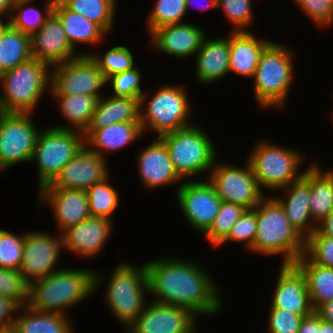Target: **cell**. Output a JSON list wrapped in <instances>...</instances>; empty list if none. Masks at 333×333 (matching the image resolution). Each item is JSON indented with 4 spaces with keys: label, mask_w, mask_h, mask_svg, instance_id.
<instances>
[{
    "label": "cell",
    "mask_w": 333,
    "mask_h": 333,
    "mask_svg": "<svg viewBox=\"0 0 333 333\" xmlns=\"http://www.w3.org/2000/svg\"><path fill=\"white\" fill-rule=\"evenodd\" d=\"M176 189V201L186 222L202 235L210 228L218 215L222 200L213 185L205 181H183Z\"/></svg>",
    "instance_id": "5bb4252c"
},
{
    "label": "cell",
    "mask_w": 333,
    "mask_h": 333,
    "mask_svg": "<svg viewBox=\"0 0 333 333\" xmlns=\"http://www.w3.org/2000/svg\"><path fill=\"white\" fill-rule=\"evenodd\" d=\"M317 230L322 235L333 238V211L317 225Z\"/></svg>",
    "instance_id": "f5cc1de1"
},
{
    "label": "cell",
    "mask_w": 333,
    "mask_h": 333,
    "mask_svg": "<svg viewBox=\"0 0 333 333\" xmlns=\"http://www.w3.org/2000/svg\"><path fill=\"white\" fill-rule=\"evenodd\" d=\"M58 103L64 119L69 125H56L60 129H68L85 133L88 129L92 116L96 110L100 98L90 95H52Z\"/></svg>",
    "instance_id": "f546056e"
},
{
    "label": "cell",
    "mask_w": 333,
    "mask_h": 333,
    "mask_svg": "<svg viewBox=\"0 0 333 333\" xmlns=\"http://www.w3.org/2000/svg\"><path fill=\"white\" fill-rule=\"evenodd\" d=\"M112 219L89 216L61 232L63 248L81 257H96L108 243L114 229Z\"/></svg>",
    "instance_id": "d6986e66"
},
{
    "label": "cell",
    "mask_w": 333,
    "mask_h": 333,
    "mask_svg": "<svg viewBox=\"0 0 333 333\" xmlns=\"http://www.w3.org/2000/svg\"><path fill=\"white\" fill-rule=\"evenodd\" d=\"M206 33L194 23H177L161 26L149 36L151 43L159 53H165L178 59L195 56L201 48Z\"/></svg>",
    "instance_id": "7402d4cb"
},
{
    "label": "cell",
    "mask_w": 333,
    "mask_h": 333,
    "mask_svg": "<svg viewBox=\"0 0 333 333\" xmlns=\"http://www.w3.org/2000/svg\"><path fill=\"white\" fill-rule=\"evenodd\" d=\"M320 316L313 311L311 314L304 316L298 329V333H319Z\"/></svg>",
    "instance_id": "f907efd6"
},
{
    "label": "cell",
    "mask_w": 333,
    "mask_h": 333,
    "mask_svg": "<svg viewBox=\"0 0 333 333\" xmlns=\"http://www.w3.org/2000/svg\"><path fill=\"white\" fill-rule=\"evenodd\" d=\"M262 139L254 144L247 160L262 191L266 189L280 192L303 176L304 171L299 168L305 157L296 149Z\"/></svg>",
    "instance_id": "9c48e42d"
},
{
    "label": "cell",
    "mask_w": 333,
    "mask_h": 333,
    "mask_svg": "<svg viewBox=\"0 0 333 333\" xmlns=\"http://www.w3.org/2000/svg\"><path fill=\"white\" fill-rule=\"evenodd\" d=\"M315 312L323 321L333 325V300L321 304Z\"/></svg>",
    "instance_id": "816d5d0a"
},
{
    "label": "cell",
    "mask_w": 333,
    "mask_h": 333,
    "mask_svg": "<svg viewBox=\"0 0 333 333\" xmlns=\"http://www.w3.org/2000/svg\"><path fill=\"white\" fill-rule=\"evenodd\" d=\"M145 266L152 301L187 308L198 318L221 312L224 304L219 287L199 261L162 257Z\"/></svg>",
    "instance_id": "6da1fadb"
},
{
    "label": "cell",
    "mask_w": 333,
    "mask_h": 333,
    "mask_svg": "<svg viewBox=\"0 0 333 333\" xmlns=\"http://www.w3.org/2000/svg\"><path fill=\"white\" fill-rule=\"evenodd\" d=\"M186 0H156L153 9L149 11L146 18L149 35L157 28L185 22L184 16L187 14ZM183 20V21H182Z\"/></svg>",
    "instance_id": "f35d334b"
},
{
    "label": "cell",
    "mask_w": 333,
    "mask_h": 333,
    "mask_svg": "<svg viewBox=\"0 0 333 333\" xmlns=\"http://www.w3.org/2000/svg\"><path fill=\"white\" fill-rule=\"evenodd\" d=\"M122 122H140V100L112 95L102 96L87 130H97Z\"/></svg>",
    "instance_id": "83f0119b"
},
{
    "label": "cell",
    "mask_w": 333,
    "mask_h": 333,
    "mask_svg": "<svg viewBox=\"0 0 333 333\" xmlns=\"http://www.w3.org/2000/svg\"><path fill=\"white\" fill-rule=\"evenodd\" d=\"M277 275L270 305L303 317L311 314L314 309L310 302L307 281L301 270L295 264H281Z\"/></svg>",
    "instance_id": "603a6c76"
},
{
    "label": "cell",
    "mask_w": 333,
    "mask_h": 333,
    "mask_svg": "<svg viewBox=\"0 0 333 333\" xmlns=\"http://www.w3.org/2000/svg\"><path fill=\"white\" fill-rule=\"evenodd\" d=\"M197 1H199V3H200V0H197ZM196 0H186L185 1V6H186V11H188L190 8H191V6L193 5H196L195 4V2H197ZM204 2H206L205 0H202L201 1V4H198L197 3V7L196 8H199L201 11L203 10H208V9H212V8H217V0H208V2H206L205 4H204Z\"/></svg>",
    "instance_id": "db71d44e"
},
{
    "label": "cell",
    "mask_w": 333,
    "mask_h": 333,
    "mask_svg": "<svg viewBox=\"0 0 333 333\" xmlns=\"http://www.w3.org/2000/svg\"><path fill=\"white\" fill-rule=\"evenodd\" d=\"M84 146L85 136L82 132L53 126L43 128L31 157V161H35L38 167V191L51 184Z\"/></svg>",
    "instance_id": "30bf717a"
},
{
    "label": "cell",
    "mask_w": 333,
    "mask_h": 333,
    "mask_svg": "<svg viewBox=\"0 0 333 333\" xmlns=\"http://www.w3.org/2000/svg\"><path fill=\"white\" fill-rule=\"evenodd\" d=\"M143 134L140 122H122L97 130H86L85 145L106 158L108 152L119 151L120 149L134 143Z\"/></svg>",
    "instance_id": "4316f807"
},
{
    "label": "cell",
    "mask_w": 333,
    "mask_h": 333,
    "mask_svg": "<svg viewBox=\"0 0 333 333\" xmlns=\"http://www.w3.org/2000/svg\"><path fill=\"white\" fill-rule=\"evenodd\" d=\"M2 333H14V332H12V331H7V332H2Z\"/></svg>",
    "instance_id": "91938a15"
},
{
    "label": "cell",
    "mask_w": 333,
    "mask_h": 333,
    "mask_svg": "<svg viewBox=\"0 0 333 333\" xmlns=\"http://www.w3.org/2000/svg\"><path fill=\"white\" fill-rule=\"evenodd\" d=\"M19 309L14 300L0 295V333L12 331Z\"/></svg>",
    "instance_id": "681fc988"
},
{
    "label": "cell",
    "mask_w": 333,
    "mask_h": 333,
    "mask_svg": "<svg viewBox=\"0 0 333 333\" xmlns=\"http://www.w3.org/2000/svg\"><path fill=\"white\" fill-rule=\"evenodd\" d=\"M304 255L313 263L333 268V238L316 229L305 239Z\"/></svg>",
    "instance_id": "bcb514c9"
},
{
    "label": "cell",
    "mask_w": 333,
    "mask_h": 333,
    "mask_svg": "<svg viewBox=\"0 0 333 333\" xmlns=\"http://www.w3.org/2000/svg\"><path fill=\"white\" fill-rule=\"evenodd\" d=\"M113 270L110 271L103 297L113 316L126 331L147 303L145 295L149 294V288L146 266L145 263L136 266L123 261L117 267L115 265Z\"/></svg>",
    "instance_id": "5b68a950"
},
{
    "label": "cell",
    "mask_w": 333,
    "mask_h": 333,
    "mask_svg": "<svg viewBox=\"0 0 333 333\" xmlns=\"http://www.w3.org/2000/svg\"><path fill=\"white\" fill-rule=\"evenodd\" d=\"M69 315L40 312L28 305L20 307L12 329L14 333H75Z\"/></svg>",
    "instance_id": "f1b7e54d"
},
{
    "label": "cell",
    "mask_w": 333,
    "mask_h": 333,
    "mask_svg": "<svg viewBox=\"0 0 333 333\" xmlns=\"http://www.w3.org/2000/svg\"><path fill=\"white\" fill-rule=\"evenodd\" d=\"M197 318L187 308L151 300L125 333H197Z\"/></svg>",
    "instance_id": "2e32d148"
},
{
    "label": "cell",
    "mask_w": 333,
    "mask_h": 333,
    "mask_svg": "<svg viewBox=\"0 0 333 333\" xmlns=\"http://www.w3.org/2000/svg\"><path fill=\"white\" fill-rule=\"evenodd\" d=\"M310 214L318 225L333 211V169H321L319 165H310Z\"/></svg>",
    "instance_id": "4dcf8cb0"
},
{
    "label": "cell",
    "mask_w": 333,
    "mask_h": 333,
    "mask_svg": "<svg viewBox=\"0 0 333 333\" xmlns=\"http://www.w3.org/2000/svg\"><path fill=\"white\" fill-rule=\"evenodd\" d=\"M294 2L316 26L327 28L333 24V0H295Z\"/></svg>",
    "instance_id": "7dc6e473"
},
{
    "label": "cell",
    "mask_w": 333,
    "mask_h": 333,
    "mask_svg": "<svg viewBox=\"0 0 333 333\" xmlns=\"http://www.w3.org/2000/svg\"><path fill=\"white\" fill-rule=\"evenodd\" d=\"M51 67L37 59L0 75V112L35 113L41 97L50 91Z\"/></svg>",
    "instance_id": "277c9868"
},
{
    "label": "cell",
    "mask_w": 333,
    "mask_h": 333,
    "mask_svg": "<svg viewBox=\"0 0 333 333\" xmlns=\"http://www.w3.org/2000/svg\"><path fill=\"white\" fill-rule=\"evenodd\" d=\"M102 276L97 270L63 266L59 271L30 284L28 306L40 312L68 315L65 309L82 303L98 291L104 283Z\"/></svg>",
    "instance_id": "7a4b0ae2"
},
{
    "label": "cell",
    "mask_w": 333,
    "mask_h": 333,
    "mask_svg": "<svg viewBox=\"0 0 333 333\" xmlns=\"http://www.w3.org/2000/svg\"><path fill=\"white\" fill-rule=\"evenodd\" d=\"M230 37L208 39L205 37L195 55V77L200 84L219 81L229 74Z\"/></svg>",
    "instance_id": "d4e9b609"
},
{
    "label": "cell",
    "mask_w": 333,
    "mask_h": 333,
    "mask_svg": "<svg viewBox=\"0 0 333 333\" xmlns=\"http://www.w3.org/2000/svg\"><path fill=\"white\" fill-rule=\"evenodd\" d=\"M4 16L6 17L5 14H0V38L2 37L4 32L7 30V28L10 26V17H7L8 19L4 23L2 20L4 18Z\"/></svg>",
    "instance_id": "6f0895ef"
},
{
    "label": "cell",
    "mask_w": 333,
    "mask_h": 333,
    "mask_svg": "<svg viewBox=\"0 0 333 333\" xmlns=\"http://www.w3.org/2000/svg\"><path fill=\"white\" fill-rule=\"evenodd\" d=\"M32 57L48 64L50 67L76 58L79 55H90L91 52L79 53L68 41L59 17L52 12L44 25L31 35Z\"/></svg>",
    "instance_id": "ac0fdd59"
},
{
    "label": "cell",
    "mask_w": 333,
    "mask_h": 333,
    "mask_svg": "<svg viewBox=\"0 0 333 333\" xmlns=\"http://www.w3.org/2000/svg\"><path fill=\"white\" fill-rule=\"evenodd\" d=\"M53 12L61 20L69 43L76 50L77 44L95 45L104 41L107 34L94 22L89 21L77 12L64 5L53 8Z\"/></svg>",
    "instance_id": "1f68e13d"
},
{
    "label": "cell",
    "mask_w": 333,
    "mask_h": 333,
    "mask_svg": "<svg viewBox=\"0 0 333 333\" xmlns=\"http://www.w3.org/2000/svg\"><path fill=\"white\" fill-rule=\"evenodd\" d=\"M33 113L0 112V173L24 162H31L41 131L33 122Z\"/></svg>",
    "instance_id": "7c38bea8"
},
{
    "label": "cell",
    "mask_w": 333,
    "mask_h": 333,
    "mask_svg": "<svg viewBox=\"0 0 333 333\" xmlns=\"http://www.w3.org/2000/svg\"><path fill=\"white\" fill-rule=\"evenodd\" d=\"M53 8L65 5L69 0H48Z\"/></svg>",
    "instance_id": "680465c9"
},
{
    "label": "cell",
    "mask_w": 333,
    "mask_h": 333,
    "mask_svg": "<svg viewBox=\"0 0 333 333\" xmlns=\"http://www.w3.org/2000/svg\"><path fill=\"white\" fill-rule=\"evenodd\" d=\"M269 333H298L303 316L289 310L273 308L270 305L268 314Z\"/></svg>",
    "instance_id": "c3c4849f"
},
{
    "label": "cell",
    "mask_w": 333,
    "mask_h": 333,
    "mask_svg": "<svg viewBox=\"0 0 333 333\" xmlns=\"http://www.w3.org/2000/svg\"><path fill=\"white\" fill-rule=\"evenodd\" d=\"M217 8H221L228 22L233 25L231 31H249L247 28L254 22L251 0H217Z\"/></svg>",
    "instance_id": "7bdbcfd3"
},
{
    "label": "cell",
    "mask_w": 333,
    "mask_h": 333,
    "mask_svg": "<svg viewBox=\"0 0 333 333\" xmlns=\"http://www.w3.org/2000/svg\"><path fill=\"white\" fill-rule=\"evenodd\" d=\"M197 123L163 135L159 139L165 144L173 167L184 181L208 173L217 157L216 146L206 131ZM189 178V179H188Z\"/></svg>",
    "instance_id": "52a82bcc"
},
{
    "label": "cell",
    "mask_w": 333,
    "mask_h": 333,
    "mask_svg": "<svg viewBox=\"0 0 333 333\" xmlns=\"http://www.w3.org/2000/svg\"><path fill=\"white\" fill-rule=\"evenodd\" d=\"M135 159L142 187L147 190L176 183L179 187L183 183L173 167L165 144L159 138L155 137L150 145L139 150Z\"/></svg>",
    "instance_id": "44dd1931"
},
{
    "label": "cell",
    "mask_w": 333,
    "mask_h": 333,
    "mask_svg": "<svg viewBox=\"0 0 333 333\" xmlns=\"http://www.w3.org/2000/svg\"><path fill=\"white\" fill-rule=\"evenodd\" d=\"M257 230V214L255 212V207L253 209H246L236 223L232 226L228 236L217 246H225L227 242H241L245 243V248L248 251L252 250L253 244L256 237Z\"/></svg>",
    "instance_id": "f6af8a7d"
},
{
    "label": "cell",
    "mask_w": 333,
    "mask_h": 333,
    "mask_svg": "<svg viewBox=\"0 0 333 333\" xmlns=\"http://www.w3.org/2000/svg\"><path fill=\"white\" fill-rule=\"evenodd\" d=\"M107 158L99 156L86 145L61 170L51 184L42 188L87 190L109 176ZM107 167V168H106Z\"/></svg>",
    "instance_id": "e0dca14e"
},
{
    "label": "cell",
    "mask_w": 333,
    "mask_h": 333,
    "mask_svg": "<svg viewBox=\"0 0 333 333\" xmlns=\"http://www.w3.org/2000/svg\"><path fill=\"white\" fill-rule=\"evenodd\" d=\"M32 2L34 0L17 1L12 14L9 15L10 25L30 36L44 25L53 12V7L48 0L44 4V12L36 6H30Z\"/></svg>",
    "instance_id": "d590c367"
},
{
    "label": "cell",
    "mask_w": 333,
    "mask_h": 333,
    "mask_svg": "<svg viewBox=\"0 0 333 333\" xmlns=\"http://www.w3.org/2000/svg\"><path fill=\"white\" fill-rule=\"evenodd\" d=\"M25 244V233L15 234L0 229V268L19 270Z\"/></svg>",
    "instance_id": "60d3db41"
},
{
    "label": "cell",
    "mask_w": 333,
    "mask_h": 333,
    "mask_svg": "<svg viewBox=\"0 0 333 333\" xmlns=\"http://www.w3.org/2000/svg\"><path fill=\"white\" fill-rule=\"evenodd\" d=\"M116 0H69L64 6L96 23L106 34L113 31Z\"/></svg>",
    "instance_id": "e575fe53"
},
{
    "label": "cell",
    "mask_w": 333,
    "mask_h": 333,
    "mask_svg": "<svg viewBox=\"0 0 333 333\" xmlns=\"http://www.w3.org/2000/svg\"><path fill=\"white\" fill-rule=\"evenodd\" d=\"M245 210L241 205L222 201L218 215L203 234L210 245L216 248L228 236L232 226Z\"/></svg>",
    "instance_id": "74e56055"
},
{
    "label": "cell",
    "mask_w": 333,
    "mask_h": 333,
    "mask_svg": "<svg viewBox=\"0 0 333 333\" xmlns=\"http://www.w3.org/2000/svg\"><path fill=\"white\" fill-rule=\"evenodd\" d=\"M257 230L252 252L264 256L283 255L282 265H291L304 254L305 238L287 218L284 208L267 196L255 206Z\"/></svg>",
    "instance_id": "3957f363"
},
{
    "label": "cell",
    "mask_w": 333,
    "mask_h": 333,
    "mask_svg": "<svg viewBox=\"0 0 333 333\" xmlns=\"http://www.w3.org/2000/svg\"><path fill=\"white\" fill-rule=\"evenodd\" d=\"M319 333H333V325L320 318Z\"/></svg>",
    "instance_id": "9f6ffc18"
},
{
    "label": "cell",
    "mask_w": 333,
    "mask_h": 333,
    "mask_svg": "<svg viewBox=\"0 0 333 333\" xmlns=\"http://www.w3.org/2000/svg\"><path fill=\"white\" fill-rule=\"evenodd\" d=\"M189 101L187 89L180 84L162 85L153 96L145 91L140 99V124L143 134L150 130L158 133L159 138L194 124L189 119L192 114V103Z\"/></svg>",
    "instance_id": "8992f818"
},
{
    "label": "cell",
    "mask_w": 333,
    "mask_h": 333,
    "mask_svg": "<svg viewBox=\"0 0 333 333\" xmlns=\"http://www.w3.org/2000/svg\"><path fill=\"white\" fill-rule=\"evenodd\" d=\"M17 0H0V14L10 15Z\"/></svg>",
    "instance_id": "11a10c76"
},
{
    "label": "cell",
    "mask_w": 333,
    "mask_h": 333,
    "mask_svg": "<svg viewBox=\"0 0 333 333\" xmlns=\"http://www.w3.org/2000/svg\"><path fill=\"white\" fill-rule=\"evenodd\" d=\"M90 56L95 60L106 80L114 74L136 67L134 55L126 46H114L105 52L104 55H101V53L98 55L93 52Z\"/></svg>",
    "instance_id": "ab89813d"
},
{
    "label": "cell",
    "mask_w": 333,
    "mask_h": 333,
    "mask_svg": "<svg viewBox=\"0 0 333 333\" xmlns=\"http://www.w3.org/2000/svg\"><path fill=\"white\" fill-rule=\"evenodd\" d=\"M282 197H274L284 208L287 218L296 230L306 239L316 229L310 214V165L296 182L281 189Z\"/></svg>",
    "instance_id": "cb8c5ba5"
},
{
    "label": "cell",
    "mask_w": 333,
    "mask_h": 333,
    "mask_svg": "<svg viewBox=\"0 0 333 333\" xmlns=\"http://www.w3.org/2000/svg\"><path fill=\"white\" fill-rule=\"evenodd\" d=\"M63 249L61 233L53 236L44 231H27L19 269L26 281L31 284L63 268L57 262Z\"/></svg>",
    "instance_id": "9a60e30c"
},
{
    "label": "cell",
    "mask_w": 333,
    "mask_h": 333,
    "mask_svg": "<svg viewBox=\"0 0 333 333\" xmlns=\"http://www.w3.org/2000/svg\"><path fill=\"white\" fill-rule=\"evenodd\" d=\"M206 178L222 201L238 204L246 209H253L266 197L248 160L243 168L225 163L218 164L216 160Z\"/></svg>",
    "instance_id": "4fadbf2b"
},
{
    "label": "cell",
    "mask_w": 333,
    "mask_h": 333,
    "mask_svg": "<svg viewBox=\"0 0 333 333\" xmlns=\"http://www.w3.org/2000/svg\"><path fill=\"white\" fill-rule=\"evenodd\" d=\"M229 36V72L253 78L261 54L272 41H264L251 31H232Z\"/></svg>",
    "instance_id": "484cf974"
},
{
    "label": "cell",
    "mask_w": 333,
    "mask_h": 333,
    "mask_svg": "<svg viewBox=\"0 0 333 333\" xmlns=\"http://www.w3.org/2000/svg\"><path fill=\"white\" fill-rule=\"evenodd\" d=\"M292 52L284 45L271 42L261 54L252 78L255 101L261 108L284 107L294 79Z\"/></svg>",
    "instance_id": "ba28073f"
},
{
    "label": "cell",
    "mask_w": 333,
    "mask_h": 333,
    "mask_svg": "<svg viewBox=\"0 0 333 333\" xmlns=\"http://www.w3.org/2000/svg\"><path fill=\"white\" fill-rule=\"evenodd\" d=\"M106 78L90 55L76 58L51 67V95H90L102 97L107 86Z\"/></svg>",
    "instance_id": "8fae6325"
},
{
    "label": "cell",
    "mask_w": 333,
    "mask_h": 333,
    "mask_svg": "<svg viewBox=\"0 0 333 333\" xmlns=\"http://www.w3.org/2000/svg\"><path fill=\"white\" fill-rule=\"evenodd\" d=\"M30 284L20 270L0 268V295L14 300L20 307L28 305Z\"/></svg>",
    "instance_id": "b9f144b4"
},
{
    "label": "cell",
    "mask_w": 333,
    "mask_h": 333,
    "mask_svg": "<svg viewBox=\"0 0 333 333\" xmlns=\"http://www.w3.org/2000/svg\"><path fill=\"white\" fill-rule=\"evenodd\" d=\"M139 68L134 67L128 71L114 74L107 79V84H112L114 92L111 94L116 97H131L141 99L144 90L142 89V75Z\"/></svg>",
    "instance_id": "ee69618b"
},
{
    "label": "cell",
    "mask_w": 333,
    "mask_h": 333,
    "mask_svg": "<svg viewBox=\"0 0 333 333\" xmlns=\"http://www.w3.org/2000/svg\"><path fill=\"white\" fill-rule=\"evenodd\" d=\"M38 203L47 204L54 214L61 233L66 228L77 225L90 215L86 190L69 188H41Z\"/></svg>",
    "instance_id": "ffe728a7"
},
{
    "label": "cell",
    "mask_w": 333,
    "mask_h": 333,
    "mask_svg": "<svg viewBox=\"0 0 333 333\" xmlns=\"http://www.w3.org/2000/svg\"><path fill=\"white\" fill-rule=\"evenodd\" d=\"M110 178L108 176L86 190L91 216L112 219L113 213L118 208L119 193L111 186Z\"/></svg>",
    "instance_id": "8d00e7d4"
},
{
    "label": "cell",
    "mask_w": 333,
    "mask_h": 333,
    "mask_svg": "<svg viewBox=\"0 0 333 333\" xmlns=\"http://www.w3.org/2000/svg\"><path fill=\"white\" fill-rule=\"evenodd\" d=\"M32 58L31 36L10 25L0 38V75Z\"/></svg>",
    "instance_id": "836d02e7"
},
{
    "label": "cell",
    "mask_w": 333,
    "mask_h": 333,
    "mask_svg": "<svg viewBox=\"0 0 333 333\" xmlns=\"http://www.w3.org/2000/svg\"><path fill=\"white\" fill-rule=\"evenodd\" d=\"M294 264L306 278L310 302L314 311L321 304L333 300V268L313 263L304 254Z\"/></svg>",
    "instance_id": "d6a6232c"
}]
</instances>
